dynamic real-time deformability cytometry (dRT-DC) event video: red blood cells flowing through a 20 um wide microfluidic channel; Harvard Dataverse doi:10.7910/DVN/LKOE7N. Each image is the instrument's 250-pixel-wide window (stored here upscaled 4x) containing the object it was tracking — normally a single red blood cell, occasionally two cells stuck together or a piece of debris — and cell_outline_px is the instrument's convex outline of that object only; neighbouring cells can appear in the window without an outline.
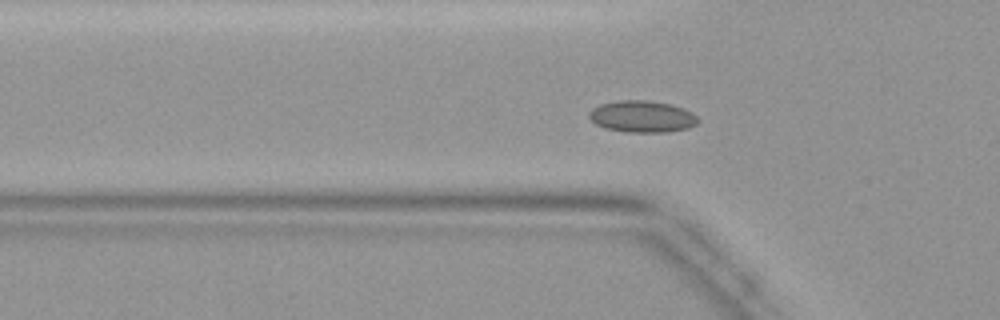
{"species": "common noctule bat (a hibernating species)", "species_latin": "Nyctalus noctula", "temperature_condition": "warm", "stored_images_in_passage": 47, "camera_frame_rate_fps": 3000, "um_per_image_px": 0.085, "animal": {"sex": "female", "body_mass_g": 19.9}, "frame": {"image": 1, "passage_image": 16, "time_ms": 5.0, "image_size_px": [1000, 320], "cell_outline_px": [[700, 120], [696, 124], [688, 128], [668, 132], [628, 132], [604, 128], [596, 124], [588, 116], [588, 112], [592, 108], [600, 104], [620, 100], [648, 100], [672, 104], [684, 108], [692, 112]], "centroid_in_image_um": [54.59, 9.9], "position_along_channel_um": 71.2, "area_um2": 20.29}}
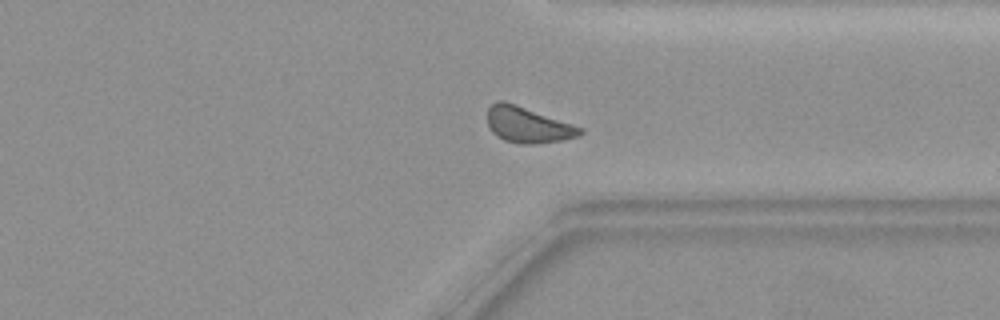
{"frame": {"image": 2, "passage_image": 36, "time_ms": 11.667, "image_size_px": [1000, 320], "cell_outline_px": [[584, 132], [580, 136], [560, 140], [532, 144], [516, 144], [504, 140], [496, 136], [492, 132], [488, 124], [488, 108], [496, 100], [504, 100], [516, 104], [584, 128]], "centroid_in_image_um": [44.86, 10.61], "position_along_channel_um": 366.5, "area_um2": 19.42}}
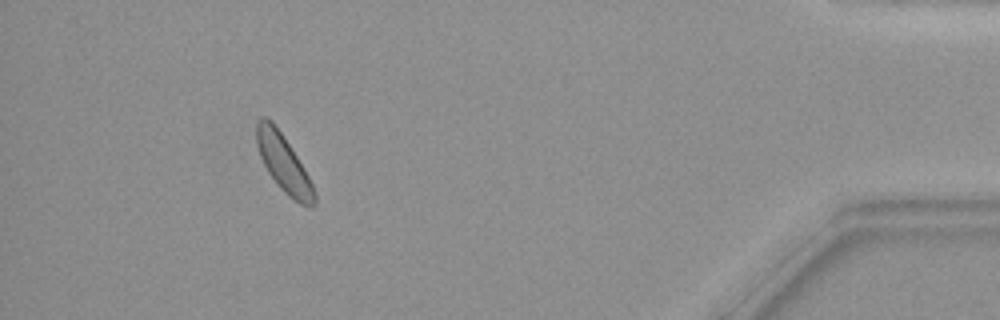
{"frame": {"image": 3, "passage_image": 43, "time_ms": 14.0, "image_size_px": [1000, 320], "cell_outline_px": [[316, 204], [312, 208], [308, 208], [300, 204], [288, 196], [280, 188], [268, 172], [260, 156], [256, 144], [256, 120], [260, 116], [264, 116], [272, 120], [304, 168], [316, 192]], "centroid_in_image_um": [24.11, 13.91], "position_along_channel_um": 411.1, "area_um2": 19.25}}